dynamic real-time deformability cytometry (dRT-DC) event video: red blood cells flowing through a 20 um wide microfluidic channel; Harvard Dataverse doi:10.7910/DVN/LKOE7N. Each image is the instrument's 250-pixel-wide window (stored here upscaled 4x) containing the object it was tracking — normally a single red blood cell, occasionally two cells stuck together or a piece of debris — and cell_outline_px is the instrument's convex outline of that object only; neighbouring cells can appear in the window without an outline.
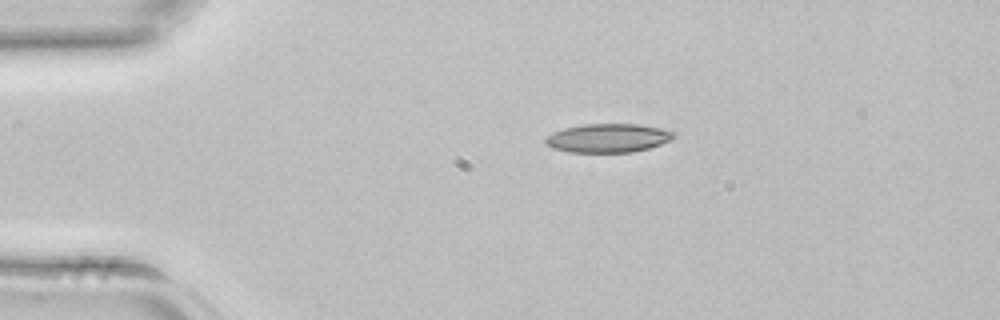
{"species": "common noctule bat (a hibernating species)", "species_latin": "Nyctalus noctula", "temperature_condition": "room temperature", "stored_images_in_passage": 35, "camera_frame_rate_fps": 3000, "um_per_image_px": 0.085, "animal": {"sex": "female", "body_mass_g": 22.7, "forearm_length_mm": 54.2}, "frame": {"image": 1, "passage_image": 1, "time_ms": 0.0, "image_size_px": [1000, 320], "cell_outline_px": [[676, 136], [672, 140], [648, 148], [632, 152], [568, 152], [552, 148], [544, 144], [544, 140], [552, 132], [564, 128], [584, 124], [640, 124], [660, 128], [676, 132]], "centroid_in_image_um": [51.68, 11.73], "position_along_channel_um": 33.3, "area_um2": 21.62}}
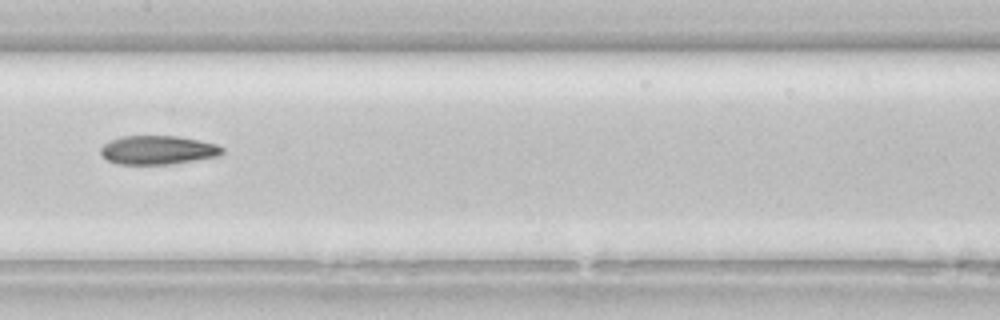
{"frame": {"image": 2, "passage_image": 14, "time_ms": 4.333, "image_size_px": [1000, 320], "cell_outline_px": [[224, 152], [220, 156], [172, 164], [116, 164], [100, 156], [100, 148], [104, 144], [120, 136], [176, 136], [200, 140], [216, 144], [224, 148]], "centroid_in_image_um": [13.42, 12.76], "position_along_channel_um": 194.0, "area_um2": 20.58}}
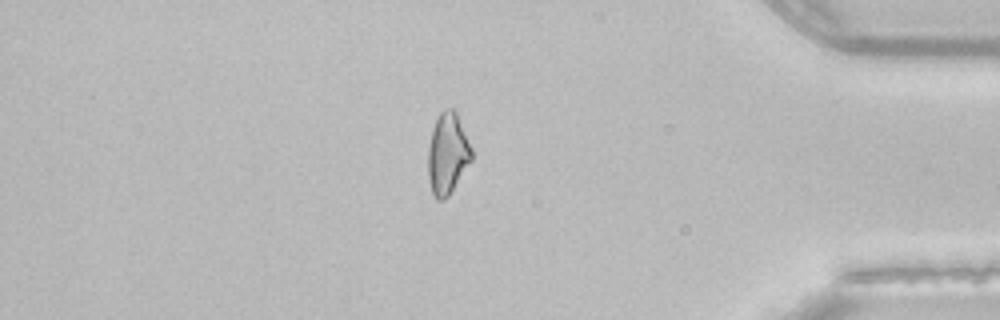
{"frame": {"image": 3, "passage_image": 29, "time_ms": 9.333, "image_size_px": [1000, 320], "cell_outline_px": [[472, 160], [448, 196], [444, 200], [436, 200], [432, 196], [428, 180], [428, 148], [432, 128], [440, 112], [444, 108], [452, 108], [456, 112], [472, 148]], "centroid_in_image_um": [38.02, 13.08], "position_along_channel_um": 397.2, "area_um2": 20.75}}